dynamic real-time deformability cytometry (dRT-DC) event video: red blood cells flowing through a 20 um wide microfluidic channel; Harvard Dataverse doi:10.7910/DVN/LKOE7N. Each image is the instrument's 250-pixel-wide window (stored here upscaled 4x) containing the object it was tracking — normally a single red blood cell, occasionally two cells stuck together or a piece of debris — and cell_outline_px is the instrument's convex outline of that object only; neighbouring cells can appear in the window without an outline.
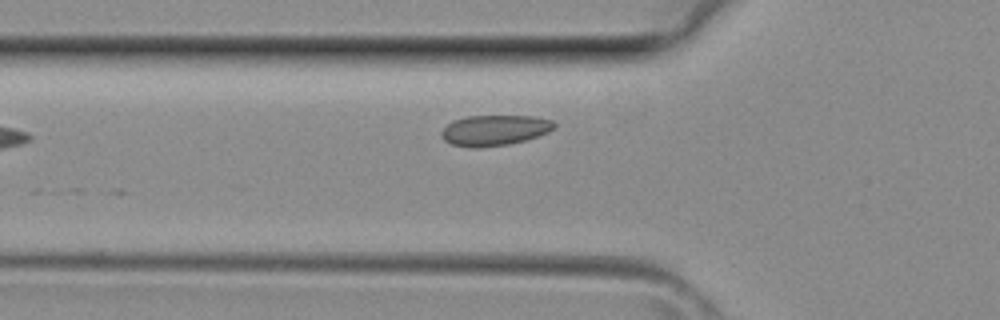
{"species": "common noctule bat (a hibernating species)", "species_latin": "Nyctalus noctula", "temperature_condition": "room temperature", "stored_images_in_passage": 29, "camera_frame_rate_fps": 3000, "um_per_image_px": 0.085, "animal": {"sex": "female", "body_mass_g": 29.2, "forearm_length_mm": 56.3}, "frame": {"image": 1, "passage_image": 4, "time_ms": 1.0, "image_size_px": [1000, 320], "cell_outline_px": [[556, 128], [548, 132], [524, 140], [508, 144], [452, 144], [444, 140], [440, 136], [440, 132], [452, 120], [468, 116], [532, 116], [552, 120], [556, 124]], "centroid_in_image_um": [42.08, 11.01], "position_along_channel_um": 83.7, "area_um2": 19.19}}
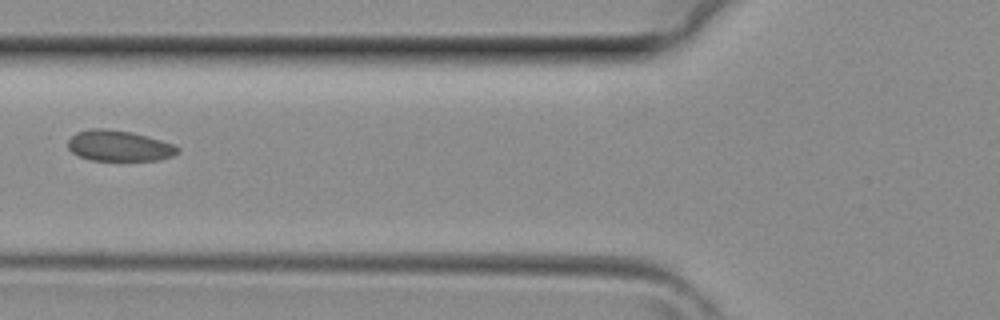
{"frame": {"image": 2, "passage_image": 6, "time_ms": 1.667, "image_size_px": [1000, 320], "cell_outline_px": [[180, 152], [172, 156], [160, 160], [88, 160], [72, 152], [68, 148], [68, 140], [76, 132], [92, 128], [104, 128], [132, 132], [176, 144], [180, 148]], "centroid_in_image_um": [10.15, 12.39], "position_along_channel_um": 115.7, "area_um2": 19.83}}
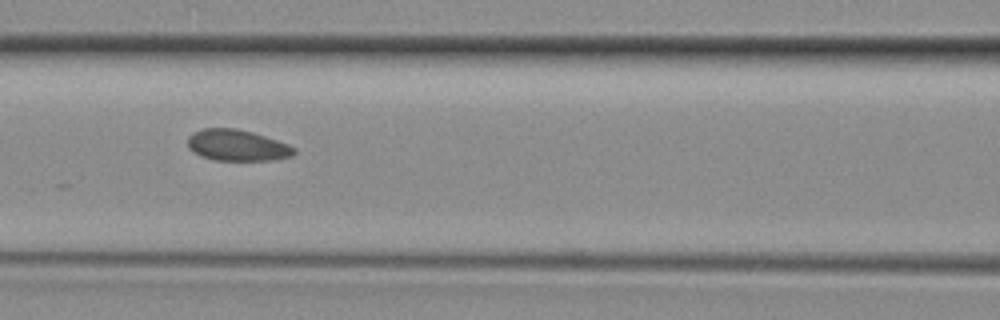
{"frame": {"image": 3, "passage_image": 8, "time_ms": 2.333, "image_size_px": [1000, 320], "cell_outline_px": [[296, 152], [292, 156], [272, 160], [216, 160], [200, 156], [192, 152], [188, 148], [188, 136], [192, 132], [204, 128], [236, 128], [252, 132], [288, 144], [296, 148]], "centroid_in_image_um": [20.13, 12.35], "position_along_channel_um": 146.5, "area_um2": 19.42}}